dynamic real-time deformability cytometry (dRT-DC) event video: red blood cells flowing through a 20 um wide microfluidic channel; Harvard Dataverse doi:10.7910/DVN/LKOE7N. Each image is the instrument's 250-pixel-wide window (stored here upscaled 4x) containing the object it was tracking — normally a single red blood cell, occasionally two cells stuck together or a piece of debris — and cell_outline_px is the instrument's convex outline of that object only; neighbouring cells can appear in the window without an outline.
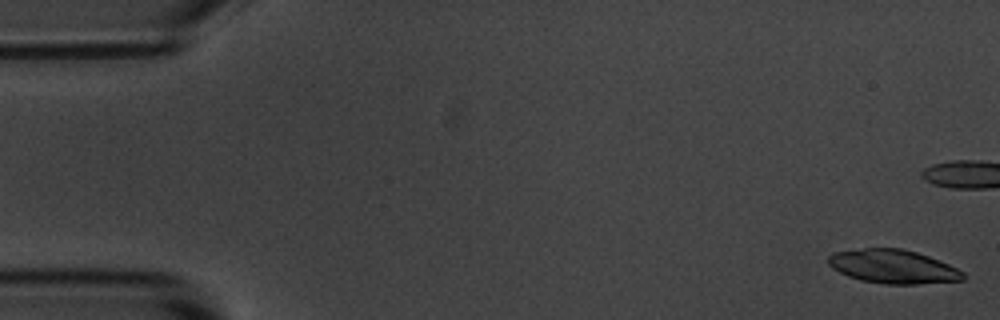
{"species": "common noctule bat (a hibernating species)", "species_latin": "Nyctalus noctula", "temperature_condition": "room temperature", "stored_images_in_passage": 55, "camera_frame_rate_fps": 3000, "um_per_image_px": 0.085, "animal": {"sex": "male", "body_mass_g": 20.1, "forearm_length_mm": 53.5}, "frame": {"image": 1, "passage_image": 1, "time_ms": 0.0, "image_size_px": [1000, 320], "cell_outline_px": [[968, 276], [964, 280], [916, 284], [884, 284], [860, 280], [848, 276], [832, 268], [828, 264], [828, 256], [832, 252], [864, 248], [900, 248], [916, 252], [928, 256], [948, 264], [964, 272]], "centroid_in_image_um": [75.91, 22.66], "position_along_channel_um": 9.1, "area_um2": 26.59}}